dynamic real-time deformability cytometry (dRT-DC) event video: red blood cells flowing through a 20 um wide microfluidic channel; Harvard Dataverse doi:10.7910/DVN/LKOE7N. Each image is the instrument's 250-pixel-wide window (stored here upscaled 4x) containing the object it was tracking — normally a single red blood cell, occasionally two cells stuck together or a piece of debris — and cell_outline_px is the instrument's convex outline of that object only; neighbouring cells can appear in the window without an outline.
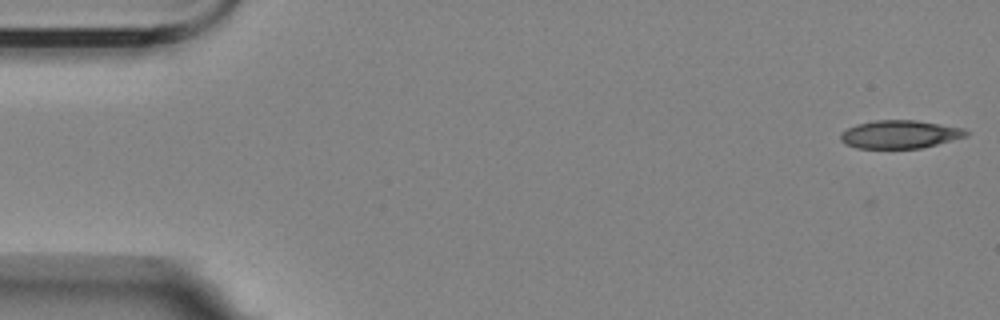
{"species": "Egyptian fruit bat (a non-hibernating species)", "species_latin": "Rousettus aegyptiacus", "temperature_condition": "room temperature", "stored_images_in_passage": 13, "camera_frame_rate_fps": 3000, "um_per_image_px": 0.085, "animal": {"sex": "female"}, "frame": {"image": 1, "passage_image": 1, "time_ms": 0.0, "image_size_px": [1000, 320], "cell_outline_px": [[968, 136], [920, 148], [856, 148], [844, 144], [840, 140], [840, 132], [856, 124], [872, 120], [916, 120], [964, 128], [968, 132]], "centroid_in_image_um": [76.45, 11.41], "position_along_channel_um": 8.6, "area_um2": 20.63}}